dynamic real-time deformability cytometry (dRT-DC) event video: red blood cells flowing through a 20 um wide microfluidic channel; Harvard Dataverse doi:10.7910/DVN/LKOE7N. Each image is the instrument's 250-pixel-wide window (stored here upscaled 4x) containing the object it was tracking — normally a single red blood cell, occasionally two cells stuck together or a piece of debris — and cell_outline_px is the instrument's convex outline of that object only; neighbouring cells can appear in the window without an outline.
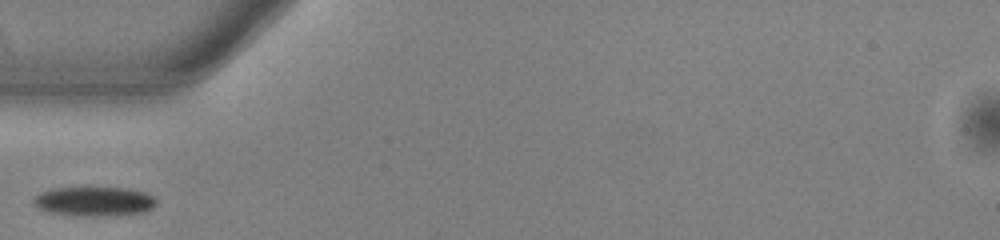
{"species": "common noctule bat (a hibernating species)", "species_latin": "Nyctalus noctula", "temperature_condition": "warm", "stored_images_in_passage": 27, "camera_frame_rate_fps": 3000, "um_per_image_px": 0.085, "animal": {"sex": "male", "body_mass_g": 13.0, "forearm_length_mm": 53.1}, "frame": {"image": 1, "passage_image": 1, "time_ms": 0.0, "image_size_px": [1000, 240], "cell_outline_px": [[156, 204], [152, 208], [144, 212], [96, 216], [72, 216], [48, 212], [40, 208], [32, 200], [40, 192], [56, 188], [124, 188], [144, 192], [152, 196], [156, 200]], "centroid_in_image_um": [7.99, 17.12], "position_along_channel_um": 77.0, "area_um2": 20.75}}
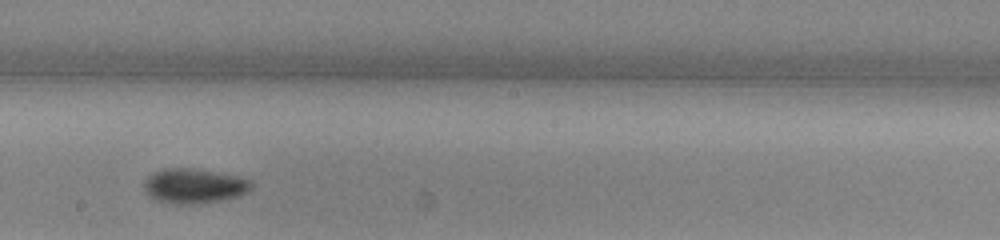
{"frame": {"image": 2, "passage_image": 13, "time_ms": 4.0, "image_size_px": [1000, 240], "cell_outline_px": [[252, 188], [248, 192], [240, 196], [220, 200], [192, 204], [180, 204], [156, 200], [144, 192], [144, 180], [152, 172], [164, 168], [192, 168], [216, 172], [236, 176], [248, 180], [252, 184]], "centroid_in_image_um": [16.46, 15.8], "position_along_channel_um": 231.7, "area_um2": 21.68}}
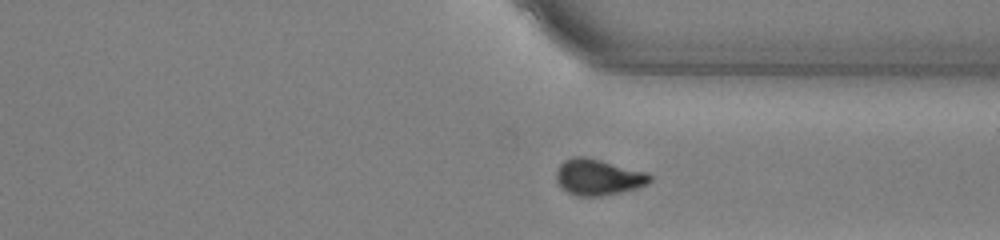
{"frame": {"image": 3, "passage_image": 23, "time_ms": 7.333, "image_size_px": [1000, 240], "cell_outline_px": [[652, 180], [648, 184], [636, 188], [620, 192], [600, 196], [576, 196], [560, 188], [556, 180], [556, 172], [560, 164], [564, 160], [572, 156], [584, 156], [648, 172], [652, 176]], "centroid_in_image_um": [50.83, 15.05], "position_along_channel_um": 360.6, "area_um2": 19.83}}